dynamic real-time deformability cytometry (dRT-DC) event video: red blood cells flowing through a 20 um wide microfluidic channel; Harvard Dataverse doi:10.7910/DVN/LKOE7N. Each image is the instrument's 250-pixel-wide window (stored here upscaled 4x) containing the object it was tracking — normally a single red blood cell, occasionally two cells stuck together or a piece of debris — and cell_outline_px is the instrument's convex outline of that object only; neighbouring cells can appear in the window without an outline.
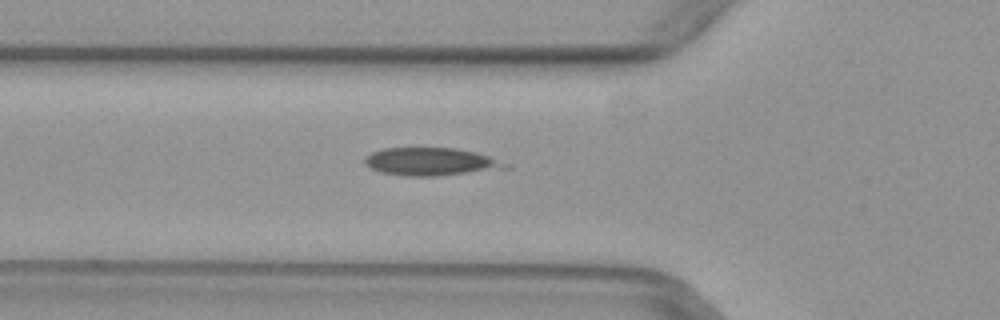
{"species": "common noctule bat (a hibernating species)", "species_latin": "Nyctalus noctula", "temperature_condition": "warm", "stored_images_in_passage": 42, "camera_frame_rate_fps": 3000, "um_per_image_px": 0.085, "animal": {"sex": "female", "body_mass_g": 29.2, "forearm_length_mm": 56.3}, "frame": {"image": 1, "passage_image": 10, "time_ms": 3.0, "image_size_px": [1000, 320], "cell_outline_px": [[512, 168], [436, 176], [404, 176], [380, 172], [368, 168], [364, 164], [364, 156], [372, 152], [384, 148], [456, 148], [476, 152], [488, 156], [508, 164]], "centroid_in_image_um": [36.58, 13.75], "position_along_channel_um": 89.2, "area_um2": 23.0}}
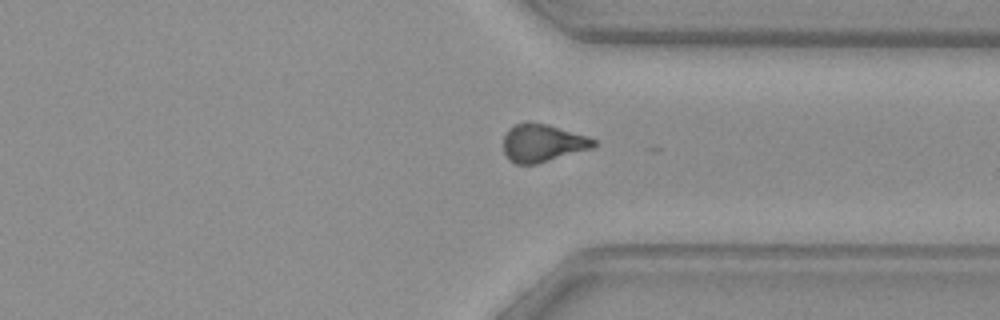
{"frame": {"image": 2, "passage_image": 30, "time_ms": 9.667, "image_size_px": [1000, 320], "cell_outline_px": [[596, 144], [592, 148], [536, 164], [516, 164], [508, 160], [504, 152], [504, 136], [508, 128], [516, 124], [548, 124], [588, 136], [596, 140]], "centroid_in_image_um": [46.12, 12.18], "position_along_channel_um": 365.3, "area_um2": 19.59}}
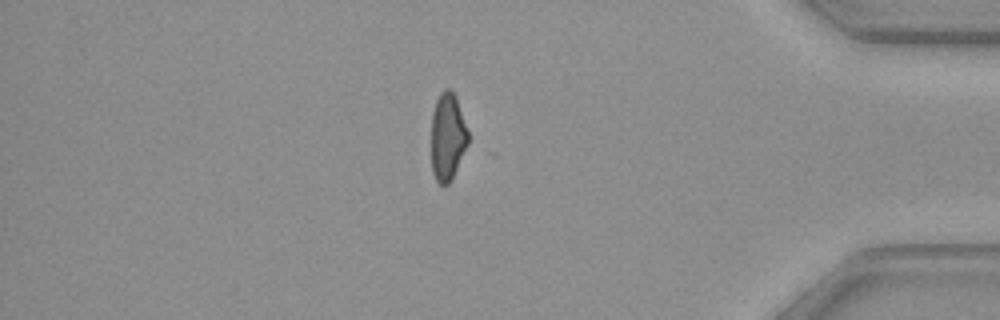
{"frame": {"image": 3, "passage_image": 35, "time_ms": 11.333, "image_size_px": [1000, 320], "cell_outline_px": [[468, 144], [452, 180], [448, 184], [440, 184], [436, 180], [432, 172], [432, 112], [436, 100], [440, 92], [444, 88], [448, 88], [456, 96], [468, 132]], "centroid_in_image_um": [38.04, 11.62], "position_along_channel_um": 397.2, "area_um2": 18.79}}